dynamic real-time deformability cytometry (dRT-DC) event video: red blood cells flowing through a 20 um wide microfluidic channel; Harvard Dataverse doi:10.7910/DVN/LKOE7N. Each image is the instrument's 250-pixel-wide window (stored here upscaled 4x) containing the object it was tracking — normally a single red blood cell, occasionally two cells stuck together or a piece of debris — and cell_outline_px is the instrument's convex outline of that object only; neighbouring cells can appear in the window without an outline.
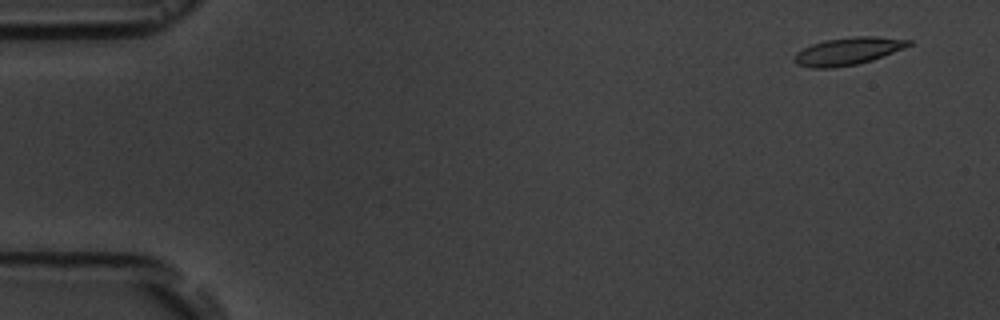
{"species": "common noctule bat (a hibernating species)", "species_latin": "Nyctalus noctula", "temperature_condition": "room temperature", "stored_images_in_passage": 4, "camera_frame_rate_fps": 3000, "um_per_image_px": 0.085, "animal": {"sex": "male", "body_mass_g": 19.5, "forearm_length_mm": 54.6}, "frame": {"image": 1, "passage_image": 1, "time_ms": 0.0, "image_size_px": [1000, 320], "cell_outline_px": [[912, 44], [904, 48], [872, 60], [856, 64], [832, 68], [812, 68], [796, 64], [792, 60], [792, 56], [796, 52], [812, 44], [824, 40], [852, 36], [876, 36], [912, 40]], "centroid_in_image_um": [72.04, 4.35], "position_along_channel_um": 13.0, "area_um2": 18.44}}
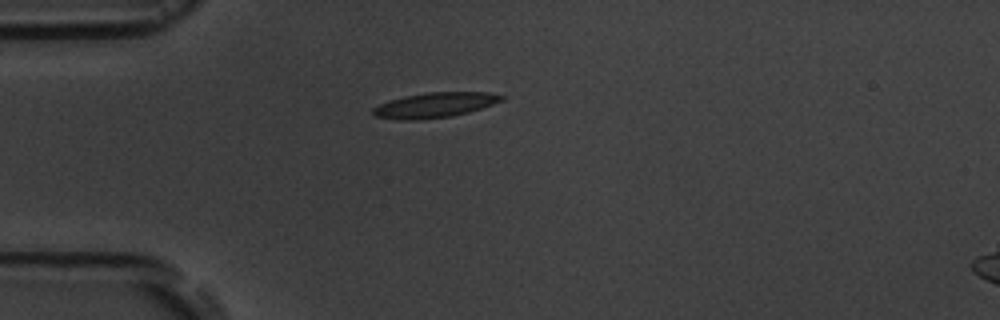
{"frame": {"image": 2, "passage_image": 4, "time_ms": 4.0, "image_size_px": [1000, 320], "cell_outline_px": [[504, 100], [468, 112], [452, 116], [420, 120], [396, 120], [372, 116], [372, 108], [388, 100], [404, 96], [428, 92], [488, 92], [504, 96]], "centroid_in_image_um": [36.89, 8.94], "position_along_channel_um": 48.1, "area_um2": 18.9}}